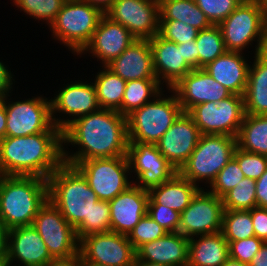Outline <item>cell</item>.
I'll return each instance as SVG.
<instances>
[{
	"label": "cell",
	"mask_w": 267,
	"mask_h": 266,
	"mask_svg": "<svg viewBox=\"0 0 267 266\" xmlns=\"http://www.w3.org/2000/svg\"><path fill=\"white\" fill-rule=\"evenodd\" d=\"M62 141L63 162L72 166L94 158L127 156V117L118 111L100 108L70 123L62 131ZM69 143L78 150L67 151L65 146Z\"/></svg>",
	"instance_id": "6da1fadb"
},
{
	"label": "cell",
	"mask_w": 267,
	"mask_h": 266,
	"mask_svg": "<svg viewBox=\"0 0 267 266\" xmlns=\"http://www.w3.org/2000/svg\"><path fill=\"white\" fill-rule=\"evenodd\" d=\"M63 163L62 130L0 140V175L48 177Z\"/></svg>",
	"instance_id": "7a4b0ae2"
},
{
	"label": "cell",
	"mask_w": 267,
	"mask_h": 266,
	"mask_svg": "<svg viewBox=\"0 0 267 266\" xmlns=\"http://www.w3.org/2000/svg\"><path fill=\"white\" fill-rule=\"evenodd\" d=\"M48 199L59 209L76 234L90 221V211L99 199L75 167L62 163L47 179Z\"/></svg>",
	"instance_id": "3957f363"
},
{
	"label": "cell",
	"mask_w": 267,
	"mask_h": 266,
	"mask_svg": "<svg viewBox=\"0 0 267 266\" xmlns=\"http://www.w3.org/2000/svg\"><path fill=\"white\" fill-rule=\"evenodd\" d=\"M47 200V179L0 175V221L8 230L32 225Z\"/></svg>",
	"instance_id": "277c9868"
},
{
	"label": "cell",
	"mask_w": 267,
	"mask_h": 266,
	"mask_svg": "<svg viewBox=\"0 0 267 266\" xmlns=\"http://www.w3.org/2000/svg\"><path fill=\"white\" fill-rule=\"evenodd\" d=\"M167 90L172 94L167 96L164 90L126 116L129 142L156 144L183 112L175 92Z\"/></svg>",
	"instance_id": "5b68a950"
},
{
	"label": "cell",
	"mask_w": 267,
	"mask_h": 266,
	"mask_svg": "<svg viewBox=\"0 0 267 266\" xmlns=\"http://www.w3.org/2000/svg\"><path fill=\"white\" fill-rule=\"evenodd\" d=\"M218 27L227 51L243 53L253 41L256 42L254 55L267 51L261 0H242Z\"/></svg>",
	"instance_id": "8992f818"
},
{
	"label": "cell",
	"mask_w": 267,
	"mask_h": 266,
	"mask_svg": "<svg viewBox=\"0 0 267 266\" xmlns=\"http://www.w3.org/2000/svg\"><path fill=\"white\" fill-rule=\"evenodd\" d=\"M104 13L84 0H66L50 25L52 37L78 54L90 42Z\"/></svg>",
	"instance_id": "52a82bcc"
},
{
	"label": "cell",
	"mask_w": 267,
	"mask_h": 266,
	"mask_svg": "<svg viewBox=\"0 0 267 266\" xmlns=\"http://www.w3.org/2000/svg\"><path fill=\"white\" fill-rule=\"evenodd\" d=\"M236 147L237 139L235 137L201 134L188 161L178 172L198 187L199 183L204 182L206 185L208 183L207 187L209 188L218 172L233 157Z\"/></svg>",
	"instance_id": "ba28073f"
},
{
	"label": "cell",
	"mask_w": 267,
	"mask_h": 266,
	"mask_svg": "<svg viewBox=\"0 0 267 266\" xmlns=\"http://www.w3.org/2000/svg\"><path fill=\"white\" fill-rule=\"evenodd\" d=\"M86 178L99 200L110 201L134 182L127 156L94 158L74 165ZM130 175V177H129Z\"/></svg>",
	"instance_id": "9c48e42d"
},
{
	"label": "cell",
	"mask_w": 267,
	"mask_h": 266,
	"mask_svg": "<svg viewBox=\"0 0 267 266\" xmlns=\"http://www.w3.org/2000/svg\"><path fill=\"white\" fill-rule=\"evenodd\" d=\"M201 134H216L237 137L245 116L244 97L232 94L218 103L206 102L192 107L187 112Z\"/></svg>",
	"instance_id": "30bf717a"
},
{
	"label": "cell",
	"mask_w": 267,
	"mask_h": 266,
	"mask_svg": "<svg viewBox=\"0 0 267 266\" xmlns=\"http://www.w3.org/2000/svg\"><path fill=\"white\" fill-rule=\"evenodd\" d=\"M12 95H4L6 110L5 136L20 137L46 132L54 123L51 116L50 99L42 95L23 99L22 101H9ZM9 99V100H8Z\"/></svg>",
	"instance_id": "8fae6325"
},
{
	"label": "cell",
	"mask_w": 267,
	"mask_h": 266,
	"mask_svg": "<svg viewBox=\"0 0 267 266\" xmlns=\"http://www.w3.org/2000/svg\"><path fill=\"white\" fill-rule=\"evenodd\" d=\"M36 229L53 259L69 258L79 253V239L59 209L48 199L35 216Z\"/></svg>",
	"instance_id": "7c38bea8"
},
{
	"label": "cell",
	"mask_w": 267,
	"mask_h": 266,
	"mask_svg": "<svg viewBox=\"0 0 267 266\" xmlns=\"http://www.w3.org/2000/svg\"><path fill=\"white\" fill-rule=\"evenodd\" d=\"M127 158L130 173H134V179L136 177L133 183L146 191L170 180L178 172L156 144L129 142Z\"/></svg>",
	"instance_id": "4fadbf2b"
},
{
	"label": "cell",
	"mask_w": 267,
	"mask_h": 266,
	"mask_svg": "<svg viewBox=\"0 0 267 266\" xmlns=\"http://www.w3.org/2000/svg\"><path fill=\"white\" fill-rule=\"evenodd\" d=\"M200 188L180 216L178 232L187 238L222 230V198Z\"/></svg>",
	"instance_id": "5bb4252c"
},
{
	"label": "cell",
	"mask_w": 267,
	"mask_h": 266,
	"mask_svg": "<svg viewBox=\"0 0 267 266\" xmlns=\"http://www.w3.org/2000/svg\"><path fill=\"white\" fill-rule=\"evenodd\" d=\"M105 15L127 28L136 39L159 34V0H115Z\"/></svg>",
	"instance_id": "9a60e30c"
},
{
	"label": "cell",
	"mask_w": 267,
	"mask_h": 266,
	"mask_svg": "<svg viewBox=\"0 0 267 266\" xmlns=\"http://www.w3.org/2000/svg\"><path fill=\"white\" fill-rule=\"evenodd\" d=\"M79 253L86 262L108 266H129L136 261V250L128 236L113 231L83 237Z\"/></svg>",
	"instance_id": "2e32d148"
},
{
	"label": "cell",
	"mask_w": 267,
	"mask_h": 266,
	"mask_svg": "<svg viewBox=\"0 0 267 266\" xmlns=\"http://www.w3.org/2000/svg\"><path fill=\"white\" fill-rule=\"evenodd\" d=\"M79 81L67 83L65 87L58 90L53 99H50L53 123L62 131L77 118L100 109L93 82ZM57 113H61V116L65 114L66 119L58 117ZM56 115L57 117H55Z\"/></svg>",
	"instance_id": "e0dca14e"
},
{
	"label": "cell",
	"mask_w": 267,
	"mask_h": 266,
	"mask_svg": "<svg viewBox=\"0 0 267 266\" xmlns=\"http://www.w3.org/2000/svg\"><path fill=\"white\" fill-rule=\"evenodd\" d=\"M201 133L192 117L182 112L156 143L161 154L179 171L198 144Z\"/></svg>",
	"instance_id": "ac0fdd59"
},
{
	"label": "cell",
	"mask_w": 267,
	"mask_h": 266,
	"mask_svg": "<svg viewBox=\"0 0 267 266\" xmlns=\"http://www.w3.org/2000/svg\"><path fill=\"white\" fill-rule=\"evenodd\" d=\"M177 95L183 112H188L200 103L216 102L225 99L232 93L204 69L197 68L186 74L171 88Z\"/></svg>",
	"instance_id": "d6986e66"
},
{
	"label": "cell",
	"mask_w": 267,
	"mask_h": 266,
	"mask_svg": "<svg viewBox=\"0 0 267 266\" xmlns=\"http://www.w3.org/2000/svg\"><path fill=\"white\" fill-rule=\"evenodd\" d=\"M135 40L127 28L104 14L90 42L78 55L91 53L97 61L99 59L101 66H106L119 57Z\"/></svg>",
	"instance_id": "ffe728a7"
},
{
	"label": "cell",
	"mask_w": 267,
	"mask_h": 266,
	"mask_svg": "<svg viewBox=\"0 0 267 266\" xmlns=\"http://www.w3.org/2000/svg\"><path fill=\"white\" fill-rule=\"evenodd\" d=\"M6 258L8 266H12L13 261L21 266H45L53 259L32 225L8 230Z\"/></svg>",
	"instance_id": "44dd1931"
},
{
	"label": "cell",
	"mask_w": 267,
	"mask_h": 266,
	"mask_svg": "<svg viewBox=\"0 0 267 266\" xmlns=\"http://www.w3.org/2000/svg\"><path fill=\"white\" fill-rule=\"evenodd\" d=\"M153 68L159 83L171 89L193 68L183 58L182 44L168 41L156 34L149 40ZM164 83V84H163Z\"/></svg>",
	"instance_id": "7402d4cb"
},
{
	"label": "cell",
	"mask_w": 267,
	"mask_h": 266,
	"mask_svg": "<svg viewBox=\"0 0 267 266\" xmlns=\"http://www.w3.org/2000/svg\"><path fill=\"white\" fill-rule=\"evenodd\" d=\"M149 193L134 183L114 199L110 206L111 231L129 235L139 221L147 215Z\"/></svg>",
	"instance_id": "603a6c76"
},
{
	"label": "cell",
	"mask_w": 267,
	"mask_h": 266,
	"mask_svg": "<svg viewBox=\"0 0 267 266\" xmlns=\"http://www.w3.org/2000/svg\"><path fill=\"white\" fill-rule=\"evenodd\" d=\"M114 74L125 81L157 79L152 60L149 40L136 39L119 56L106 65Z\"/></svg>",
	"instance_id": "cb8c5ba5"
},
{
	"label": "cell",
	"mask_w": 267,
	"mask_h": 266,
	"mask_svg": "<svg viewBox=\"0 0 267 266\" xmlns=\"http://www.w3.org/2000/svg\"><path fill=\"white\" fill-rule=\"evenodd\" d=\"M189 238L179 232H168L163 237L144 243L136 250V261H147L166 266H187Z\"/></svg>",
	"instance_id": "d4e9b609"
},
{
	"label": "cell",
	"mask_w": 267,
	"mask_h": 266,
	"mask_svg": "<svg viewBox=\"0 0 267 266\" xmlns=\"http://www.w3.org/2000/svg\"><path fill=\"white\" fill-rule=\"evenodd\" d=\"M244 53L226 51L204 69L215 81L229 89L232 94L243 96L248 80V64Z\"/></svg>",
	"instance_id": "484cf974"
},
{
	"label": "cell",
	"mask_w": 267,
	"mask_h": 266,
	"mask_svg": "<svg viewBox=\"0 0 267 266\" xmlns=\"http://www.w3.org/2000/svg\"><path fill=\"white\" fill-rule=\"evenodd\" d=\"M229 258V243L221 231L189 239L187 266H222Z\"/></svg>",
	"instance_id": "4316f807"
},
{
	"label": "cell",
	"mask_w": 267,
	"mask_h": 266,
	"mask_svg": "<svg viewBox=\"0 0 267 266\" xmlns=\"http://www.w3.org/2000/svg\"><path fill=\"white\" fill-rule=\"evenodd\" d=\"M200 188L203 187H198L177 172L170 180L148 191V205H163L182 213Z\"/></svg>",
	"instance_id": "83f0119b"
},
{
	"label": "cell",
	"mask_w": 267,
	"mask_h": 266,
	"mask_svg": "<svg viewBox=\"0 0 267 266\" xmlns=\"http://www.w3.org/2000/svg\"><path fill=\"white\" fill-rule=\"evenodd\" d=\"M244 97L245 114L267 115V51L254 55Z\"/></svg>",
	"instance_id": "f1b7e54d"
},
{
	"label": "cell",
	"mask_w": 267,
	"mask_h": 266,
	"mask_svg": "<svg viewBox=\"0 0 267 266\" xmlns=\"http://www.w3.org/2000/svg\"><path fill=\"white\" fill-rule=\"evenodd\" d=\"M101 109L115 110L122 114V101L126 81L106 66L95 76L93 82Z\"/></svg>",
	"instance_id": "f546056e"
},
{
	"label": "cell",
	"mask_w": 267,
	"mask_h": 266,
	"mask_svg": "<svg viewBox=\"0 0 267 266\" xmlns=\"http://www.w3.org/2000/svg\"><path fill=\"white\" fill-rule=\"evenodd\" d=\"M236 139L241 150L267 156V115L245 114Z\"/></svg>",
	"instance_id": "4dcf8cb0"
},
{
	"label": "cell",
	"mask_w": 267,
	"mask_h": 266,
	"mask_svg": "<svg viewBox=\"0 0 267 266\" xmlns=\"http://www.w3.org/2000/svg\"><path fill=\"white\" fill-rule=\"evenodd\" d=\"M160 20H178L191 25L199 31L212 24L195 0H159Z\"/></svg>",
	"instance_id": "1f68e13d"
},
{
	"label": "cell",
	"mask_w": 267,
	"mask_h": 266,
	"mask_svg": "<svg viewBox=\"0 0 267 266\" xmlns=\"http://www.w3.org/2000/svg\"><path fill=\"white\" fill-rule=\"evenodd\" d=\"M163 89L158 79L126 81L122 101V115L127 116L135 109L152 101Z\"/></svg>",
	"instance_id": "d6a6232c"
},
{
	"label": "cell",
	"mask_w": 267,
	"mask_h": 266,
	"mask_svg": "<svg viewBox=\"0 0 267 266\" xmlns=\"http://www.w3.org/2000/svg\"><path fill=\"white\" fill-rule=\"evenodd\" d=\"M195 42L199 53V68L206 67L227 51L218 25L199 31Z\"/></svg>",
	"instance_id": "836d02e7"
},
{
	"label": "cell",
	"mask_w": 267,
	"mask_h": 266,
	"mask_svg": "<svg viewBox=\"0 0 267 266\" xmlns=\"http://www.w3.org/2000/svg\"><path fill=\"white\" fill-rule=\"evenodd\" d=\"M221 232L227 241L255 236L251 210H224Z\"/></svg>",
	"instance_id": "e575fe53"
},
{
	"label": "cell",
	"mask_w": 267,
	"mask_h": 266,
	"mask_svg": "<svg viewBox=\"0 0 267 266\" xmlns=\"http://www.w3.org/2000/svg\"><path fill=\"white\" fill-rule=\"evenodd\" d=\"M256 180L244 177L222 197L224 210H251L257 206Z\"/></svg>",
	"instance_id": "d590c367"
},
{
	"label": "cell",
	"mask_w": 267,
	"mask_h": 266,
	"mask_svg": "<svg viewBox=\"0 0 267 266\" xmlns=\"http://www.w3.org/2000/svg\"><path fill=\"white\" fill-rule=\"evenodd\" d=\"M66 0H13V4L26 15L45 22L49 27L56 19Z\"/></svg>",
	"instance_id": "8d00e7d4"
},
{
	"label": "cell",
	"mask_w": 267,
	"mask_h": 266,
	"mask_svg": "<svg viewBox=\"0 0 267 266\" xmlns=\"http://www.w3.org/2000/svg\"><path fill=\"white\" fill-rule=\"evenodd\" d=\"M111 231L110 206L105 200H98L90 211V221L77 233L79 241L88 235Z\"/></svg>",
	"instance_id": "74e56055"
},
{
	"label": "cell",
	"mask_w": 267,
	"mask_h": 266,
	"mask_svg": "<svg viewBox=\"0 0 267 266\" xmlns=\"http://www.w3.org/2000/svg\"><path fill=\"white\" fill-rule=\"evenodd\" d=\"M244 174L238 162L232 157L230 161L218 172L216 179L208 189L214 195L222 198L228 191L234 188L242 179Z\"/></svg>",
	"instance_id": "f35d334b"
},
{
	"label": "cell",
	"mask_w": 267,
	"mask_h": 266,
	"mask_svg": "<svg viewBox=\"0 0 267 266\" xmlns=\"http://www.w3.org/2000/svg\"><path fill=\"white\" fill-rule=\"evenodd\" d=\"M168 232L154 221L148 214L129 233L128 239L137 250L144 243L152 242L166 235Z\"/></svg>",
	"instance_id": "ab89813d"
},
{
	"label": "cell",
	"mask_w": 267,
	"mask_h": 266,
	"mask_svg": "<svg viewBox=\"0 0 267 266\" xmlns=\"http://www.w3.org/2000/svg\"><path fill=\"white\" fill-rule=\"evenodd\" d=\"M199 30L190 24L178 20H160L159 35L164 39L182 44L189 40H195Z\"/></svg>",
	"instance_id": "60d3db41"
},
{
	"label": "cell",
	"mask_w": 267,
	"mask_h": 266,
	"mask_svg": "<svg viewBox=\"0 0 267 266\" xmlns=\"http://www.w3.org/2000/svg\"><path fill=\"white\" fill-rule=\"evenodd\" d=\"M233 158L238 162L244 177L257 180L267 169V156L249 153L236 147Z\"/></svg>",
	"instance_id": "b9f144b4"
},
{
	"label": "cell",
	"mask_w": 267,
	"mask_h": 266,
	"mask_svg": "<svg viewBox=\"0 0 267 266\" xmlns=\"http://www.w3.org/2000/svg\"><path fill=\"white\" fill-rule=\"evenodd\" d=\"M241 2L242 0H195L212 25L225 20Z\"/></svg>",
	"instance_id": "7bdbcfd3"
},
{
	"label": "cell",
	"mask_w": 267,
	"mask_h": 266,
	"mask_svg": "<svg viewBox=\"0 0 267 266\" xmlns=\"http://www.w3.org/2000/svg\"><path fill=\"white\" fill-rule=\"evenodd\" d=\"M228 243L229 257L242 263L249 264L253 259V256L260 250L264 241L253 236L238 241H228Z\"/></svg>",
	"instance_id": "ee69618b"
},
{
	"label": "cell",
	"mask_w": 267,
	"mask_h": 266,
	"mask_svg": "<svg viewBox=\"0 0 267 266\" xmlns=\"http://www.w3.org/2000/svg\"><path fill=\"white\" fill-rule=\"evenodd\" d=\"M147 214L167 232H178L181 213L163 205H148Z\"/></svg>",
	"instance_id": "f6af8a7d"
},
{
	"label": "cell",
	"mask_w": 267,
	"mask_h": 266,
	"mask_svg": "<svg viewBox=\"0 0 267 266\" xmlns=\"http://www.w3.org/2000/svg\"><path fill=\"white\" fill-rule=\"evenodd\" d=\"M251 219L255 236L267 242V208L257 206L252 208Z\"/></svg>",
	"instance_id": "bcb514c9"
},
{
	"label": "cell",
	"mask_w": 267,
	"mask_h": 266,
	"mask_svg": "<svg viewBox=\"0 0 267 266\" xmlns=\"http://www.w3.org/2000/svg\"><path fill=\"white\" fill-rule=\"evenodd\" d=\"M183 58L193 68H199V53L195 40L182 43Z\"/></svg>",
	"instance_id": "7dc6e473"
},
{
	"label": "cell",
	"mask_w": 267,
	"mask_h": 266,
	"mask_svg": "<svg viewBox=\"0 0 267 266\" xmlns=\"http://www.w3.org/2000/svg\"><path fill=\"white\" fill-rule=\"evenodd\" d=\"M14 75L9 70V68L0 61V95H5L11 93L13 90V79Z\"/></svg>",
	"instance_id": "c3c4849f"
},
{
	"label": "cell",
	"mask_w": 267,
	"mask_h": 266,
	"mask_svg": "<svg viewBox=\"0 0 267 266\" xmlns=\"http://www.w3.org/2000/svg\"><path fill=\"white\" fill-rule=\"evenodd\" d=\"M256 202L257 207L267 208V169L256 180Z\"/></svg>",
	"instance_id": "681fc988"
},
{
	"label": "cell",
	"mask_w": 267,
	"mask_h": 266,
	"mask_svg": "<svg viewBox=\"0 0 267 266\" xmlns=\"http://www.w3.org/2000/svg\"><path fill=\"white\" fill-rule=\"evenodd\" d=\"M45 266H82V257L78 253L69 258L52 259Z\"/></svg>",
	"instance_id": "f907efd6"
},
{
	"label": "cell",
	"mask_w": 267,
	"mask_h": 266,
	"mask_svg": "<svg viewBox=\"0 0 267 266\" xmlns=\"http://www.w3.org/2000/svg\"><path fill=\"white\" fill-rule=\"evenodd\" d=\"M249 266H267V242H264L260 250L253 256Z\"/></svg>",
	"instance_id": "816d5d0a"
},
{
	"label": "cell",
	"mask_w": 267,
	"mask_h": 266,
	"mask_svg": "<svg viewBox=\"0 0 267 266\" xmlns=\"http://www.w3.org/2000/svg\"><path fill=\"white\" fill-rule=\"evenodd\" d=\"M6 110L4 105V95H0V140L5 137L6 132Z\"/></svg>",
	"instance_id": "f5cc1de1"
},
{
	"label": "cell",
	"mask_w": 267,
	"mask_h": 266,
	"mask_svg": "<svg viewBox=\"0 0 267 266\" xmlns=\"http://www.w3.org/2000/svg\"><path fill=\"white\" fill-rule=\"evenodd\" d=\"M8 229L0 221V255H6L7 252Z\"/></svg>",
	"instance_id": "db71d44e"
},
{
	"label": "cell",
	"mask_w": 267,
	"mask_h": 266,
	"mask_svg": "<svg viewBox=\"0 0 267 266\" xmlns=\"http://www.w3.org/2000/svg\"><path fill=\"white\" fill-rule=\"evenodd\" d=\"M92 6L99 8L104 14L111 7L115 0H84Z\"/></svg>",
	"instance_id": "11a10c76"
},
{
	"label": "cell",
	"mask_w": 267,
	"mask_h": 266,
	"mask_svg": "<svg viewBox=\"0 0 267 266\" xmlns=\"http://www.w3.org/2000/svg\"><path fill=\"white\" fill-rule=\"evenodd\" d=\"M222 266H249V264L242 263L229 257Z\"/></svg>",
	"instance_id": "9f6ffc18"
},
{
	"label": "cell",
	"mask_w": 267,
	"mask_h": 266,
	"mask_svg": "<svg viewBox=\"0 0 267 266\" xmlns=\"http://www.w3.org/2000/svg\"><path fill=\"white\" fill-rule=\"evenodd\" d=\"M263 6L264 27L267 36V0H261Z\"/></svg>",
	"instance_id": "6f0895ef"
},
{
	"label": "cell",
	"mask_w": 267,
	"mask_h": 266,
	"mask_svg": "<svg viewBox=\"0 0 267 266\" xmlns=\"http://www.w3.org/2000/svg\"><path fill=\"white\" fill-rule=\"evenodd\" d=\"M136 262L139 264V266H166V265L151 263L147 261H136Z\"/></svg>",
	"instance_id": "680465c9"
},
{
	"label": "cell",
	"mask_w": 267,
	"mask_h": 266,
	"mask_svg": "<svg viewBox=\"0 0 267 266\" xmlns=\"http://www.w3.org/2000/svg\"><path fill=\"white\" fill-rule=\"evenodd\" d=\"M82 266H108L100 263L86 262L82 259Z\"/></svg>",
	"instance_id": "91938a15"
},
{
	"label": "cell",
	"mask_w": 267,
	"mask_h": 266,
	"mask_svg": "<svg viewBox=\"0 0 267 266\" xmlns=\"http://www.w3.org/2000/svg\"><path fill=\"white\" fill-rule=\"evenodd\" d=\"M0 266H8L6 255H0Z\"/></svg>",
	"instance_id": "94428289"
},
{
	"label": "cell",
	"mask_w": 267,
	"mask_h": 266,
	"mask_svg": "<svg viewBox=\"0 0 267 266\" xmlns=\"http://www.w3.org/2000/svg\"><path fill=\"white\" fill-rule=\"evenodd\" d=\"M129 266H139V264L135 261L133 264H131Z\"/></svg>",
	"instance_id": "6125c7cd"
}]
</instances>
